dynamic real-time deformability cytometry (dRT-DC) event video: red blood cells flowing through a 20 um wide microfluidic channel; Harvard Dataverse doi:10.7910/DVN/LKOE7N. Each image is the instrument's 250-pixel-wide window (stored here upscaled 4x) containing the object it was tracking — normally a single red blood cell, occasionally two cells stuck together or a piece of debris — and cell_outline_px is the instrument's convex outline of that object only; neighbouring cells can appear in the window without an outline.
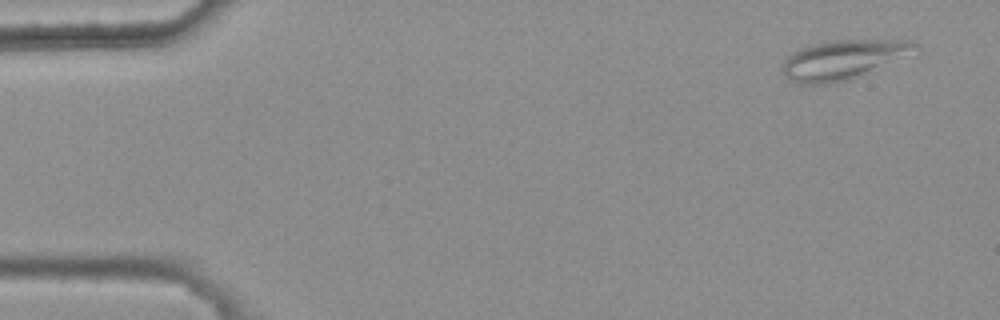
{"species": "common noctule bat (a hibernating species)", "species_latin": "Nyctalus noctula", "temperature_condition": "warm", "stored_images_in_passage": 6, "camera_frame_rate_fps": 3000, "um_per_image_px": 0.085, "animal": {"sex": "female", "body_mass_g": 25.1}, "frame": {"image": 1, "passage_image": 1, "time_ms": 0.0, "image_size_px": [1000, 320], "cell_outline_px": [[916, 44], [864, 76], [852, 80], [832, 84], [800, 84], [792, 80], [784, 72], [784, 60], [792, 52], [800, 48], [812, 44], [828, 40], [912, 40]], "centroid_in_image_um": [71.48, 5.09], "position_along_channel_um": 13.5, "area_um2": 29.25}}